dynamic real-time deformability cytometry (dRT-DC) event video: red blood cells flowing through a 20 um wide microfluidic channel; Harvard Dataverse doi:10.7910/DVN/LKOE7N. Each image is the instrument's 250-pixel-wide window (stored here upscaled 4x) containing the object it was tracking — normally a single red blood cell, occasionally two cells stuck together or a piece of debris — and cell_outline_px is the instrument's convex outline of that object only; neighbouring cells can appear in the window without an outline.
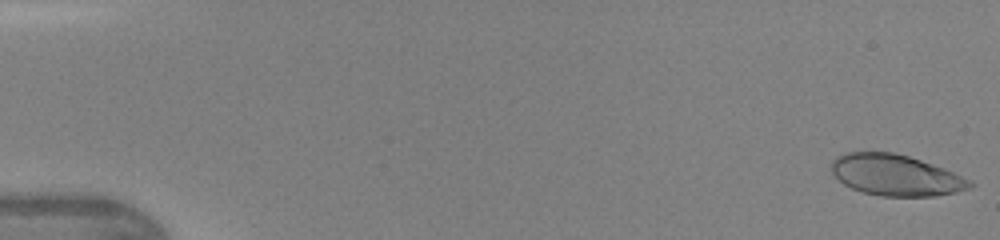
{"species": "human", "species_latin": "Homo sapiens", "temperature_condition": "warm", "stored_images_in_passage": 45, "camera_frame_rate_fps": 3000, "um_per_image_px": 0.085, "donor": {"sex": "female"}, "frame": {"image": 1, "passage_image": 1, "time_ms": 0.0, "image_size_px": [1000, 240], "cell_outline_px": [[972, 188], [956, 192], [936, 196], [880, 196], [864, 192], [852, 188], [844, 184], [832, 172], [832, 160], [836, 156], [844, 152], [892, 152], [908, 156], [944, 168], [972, 180]], "centroid_in_image_um": [76.15, 14.89], "position_along_channel_um": 8.8, "area_um2": 33.06}}
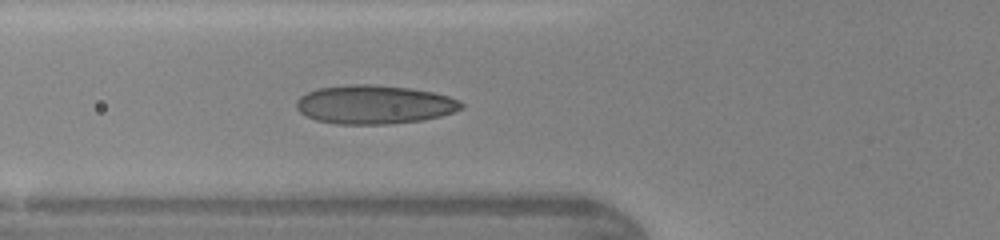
{"frame": {"image": 2, "passage_image": 17, "time_ms": 5.333, "image_size_px": [1000, 240], "cell_outline_px": [[464, 108], [440, 116], [424, 120], [388, 124], [336, 124], [316, 120], [300, 112], [296, 108], [296, 100], [300, 96], [308, 92], [320, 88], [352, 84], [368, 84], [408, 88], [432, 92], [448, 96], [464, 104]], "centroid_in_image_um": [31.8, 8.89], "position_along_channel_um": 94.0, "area_um2": 37.05}}
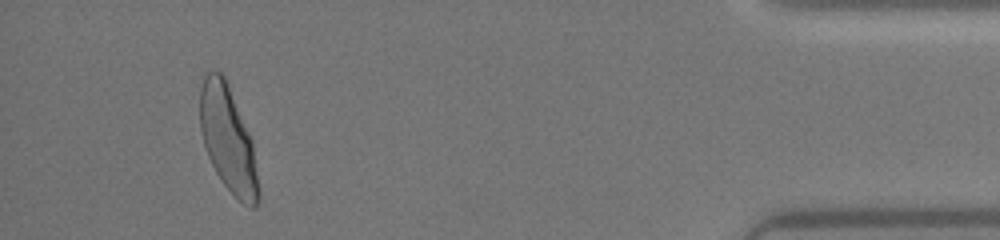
{"frame": {"image": 3, "passage_image": 42, "time_ms": 13.667, "image_size_px": [1000, 240], "cell_outline_px": [[256, 204], [252, 208], [244, 204], [224, 184], [216, 172], [208, 156], [200, 132], [200, 84], [204, 76], [212, 68], [220, 72], [224, 76], [252, 140], [256, 172]], "centroid_in_image_um": [19.31, 11.73], "position_along_channel_um": 415.9, "area_um2": 34.97}}